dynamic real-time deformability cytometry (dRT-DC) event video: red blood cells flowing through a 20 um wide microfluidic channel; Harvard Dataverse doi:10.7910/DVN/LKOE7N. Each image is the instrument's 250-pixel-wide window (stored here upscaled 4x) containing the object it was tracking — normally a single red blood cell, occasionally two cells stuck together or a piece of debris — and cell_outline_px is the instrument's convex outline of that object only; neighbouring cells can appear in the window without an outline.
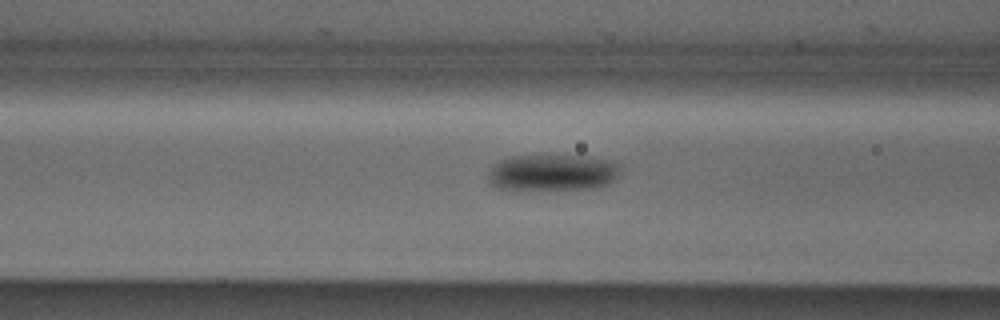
{"species": "Egyptian fruit bat (a non-hibernating species)", "species_latin": "Rousettus aegyptiacus", "temperature_condition": "cold", "stored_images_in_passage": 42, "camera_frame_rate_fps": 3000, "um_per_image_px": 0.085, "animal": {"sex": "male"}, "frame": {"image": 1, "passage_image": 17, "time_ms": 5.333, "image_size_px": [1000, 320], "cell_outline_px": [[620, 172], [616, 180], [600, 188], [540, 192], [512, 192], [500, 188], [492, 184], [488, 180], [488, 172], [500, 160], [512, 156], [580, 156], [612, 160], [620, 164]], "centroid_in_image_um": [46.98, 14.74], "position_along_channel_um": 119.6, "area_um2": 29.42}}
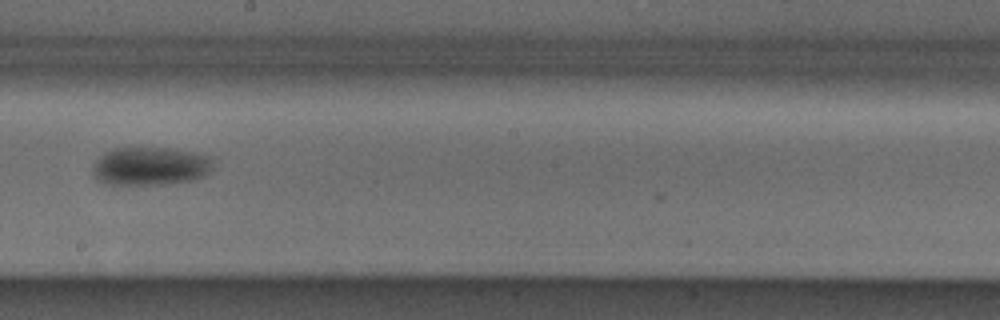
{"frame": {"image": 2, "passage_image": 26, "time_ms": 8.333, "image_size_px": [1000, 320], "cell_outline_px": [[212, 168], [204, 176], [192, 180], [168, 184], [116, 188], [100, 184], [92, 176], [92, 168], [96, 160], [104, 152], [112, 148], [168, 148], [192, 152], [212, 156]], "centroid_in_image_um": [12.67, 14.19], "position_along_channel_um": 235.5, "area_um2": 28.15}}
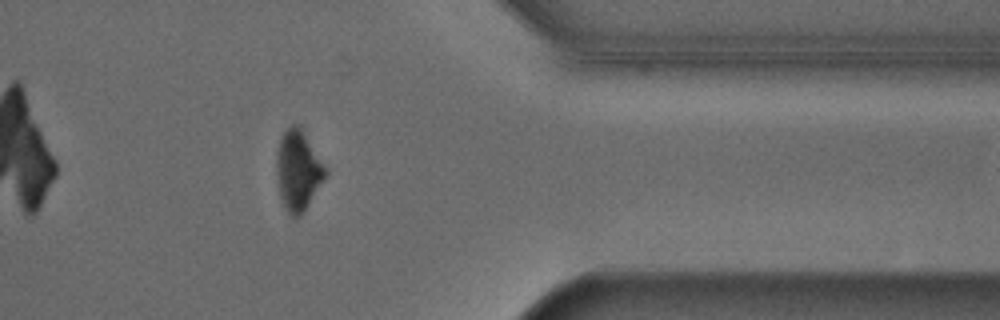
{"frame": {"image": 3, "passage_image": 39, "time_ms": 12.667, "image_size_px": [1000, 320], "cell_outline_px": [[328, 172], [308, 204], [300, 216], [292, 216], [288, 212], [280, 196], [276, 176], [276, 152], [280, 136], [292, 124], [296, 124], [300, 128], [328, 168]], "centroid_in_image_um": [25.32, 14.46], "position_along_channel_um": 386.1, "area_um2": 22.54}, "authors_computed_cell_mechanics": {"area_um2": 27.0504, "velocity_mm_per_s": 3.8713, "shape_relaxation_time_tau1_ms": 2.8439, "shape_relaxation_time_tau2_ms": null, "deformation_change_tau1": 0.1008, "deformation_change_tau2": null}}